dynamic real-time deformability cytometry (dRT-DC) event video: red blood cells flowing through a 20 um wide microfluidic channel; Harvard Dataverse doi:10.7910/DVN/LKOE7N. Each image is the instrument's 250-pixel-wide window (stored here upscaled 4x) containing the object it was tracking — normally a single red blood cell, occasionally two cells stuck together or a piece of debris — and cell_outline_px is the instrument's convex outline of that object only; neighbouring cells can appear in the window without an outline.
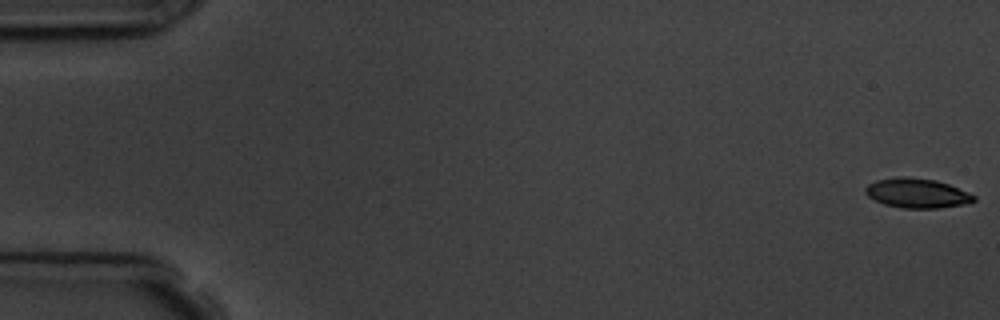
{"species": "common noctule bat (a hibernating species)", "species_latin": "Nyctalus noctula", "temperature_condition": "room temperature", "stored_images_in_passage": 11, "camera_frame_rate_fps": 3000, "um_per_image_px": 0.085, "animal": {"sex": "male", "body_mass_g": 19.5, "forearm_length_mm": 54.6}, "frame": {"image": 1, "passage_image": 1, "time_ms": 0.0, "image_size_px": [1000, 320], "cell_outline_px": [[976, 200], [964, 204], [940, 208], [904, 208], [884, 204], [868, 196], [864, 192], [864, 188], [868, 184], [876, 180], [900, 176], [908, 176], [936, 180], [948, 184], [968, 192], [976, 196]], "centroid_in_image_um": [77.94, 16.41], "position_along_channel_um": 7.1, "area_um2": 18.73}}
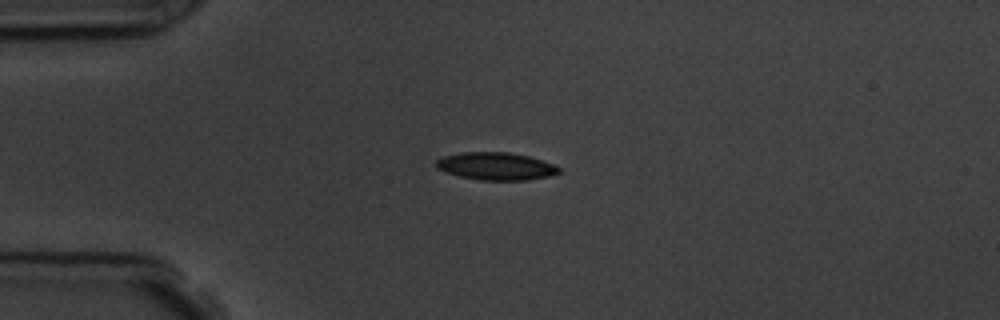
{"frame": {"image": 2, "passage_image": 4, "time_ms": 4.333, "image_size_px": [1000, 320], "cell_outline_px": [[560, 172], [552, 176], [528, 180], [480, 180], [460, 176], [444, 172], [436, 168], [436, 160], [444, 156], [460, 152], [508, 152], [528, 156], [552, 164], [560, 168]], "centroid_in_image_um": [42.14, 14.13], "position_along_channel_um": 42.9, "area_um2": 19.77}}
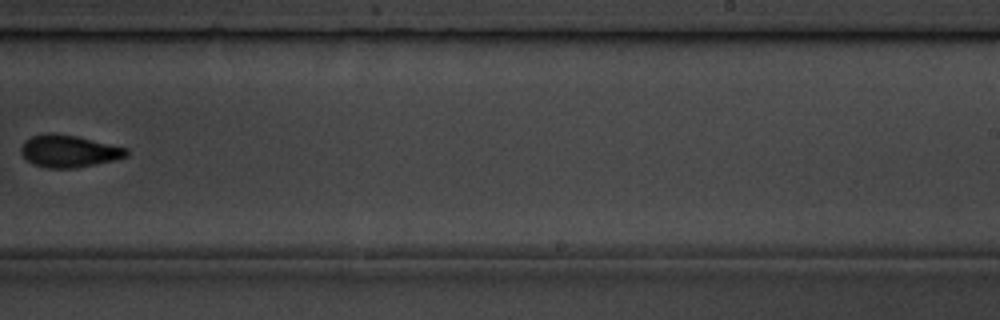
{"frame": {"image": 3, "passage_image": 10, "time_ms": 11.333, "image_size_px": [1000, 320], "cell_outline_px": [[128, 156], [96, 164], [76, 168], [48, 168], [32, 164], [20, 152], [20, 148], [24, 140], [32, 136], [48, 132], [52, 132], [76, 136], [128, 148]], "centroid_in_image_um": [5.82, 12.84], "position_along_channel_um": 283.2, "area_um2": 19.83}}